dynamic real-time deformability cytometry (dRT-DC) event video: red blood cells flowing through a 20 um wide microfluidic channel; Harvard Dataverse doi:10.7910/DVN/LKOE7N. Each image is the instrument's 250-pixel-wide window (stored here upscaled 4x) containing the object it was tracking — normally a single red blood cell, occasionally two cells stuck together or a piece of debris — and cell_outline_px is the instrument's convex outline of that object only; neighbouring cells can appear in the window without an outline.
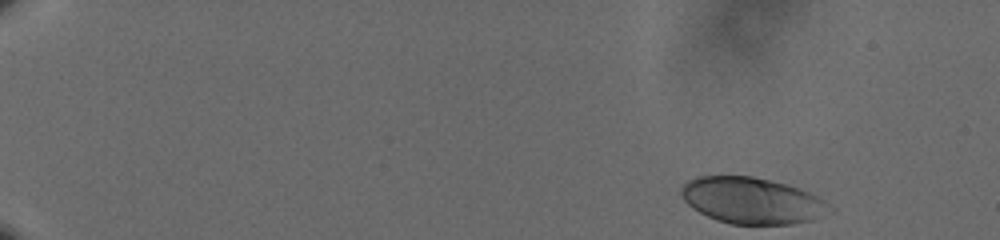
{"species": "human", "species_latin": "Homo sapiens", "temperature_condition": "cold", "stored_images_in_passage": 54, "camera_frame_rate_fps": 3000, "um_per_image_px": 0.085, "donor": {"sex": "male"}, "frame": {"image": 1, "passage_image": 1, "time_ms": 0.0, "image_size_px": [1000, 240], "cell_outline_px": [[836, 212], [812, 220], [792, 224], [732, 224], [716, 220], [692, 208], [684, 200], [680, 192], [680, 188], [688, 180], [696, 176], [752, 176], [800, 188], [824, 200], [836, 208]], "centroid_in_image_um": [63.97, 17.06], "position_along_channel_um": 21.0, "area_um2": 40.29}}
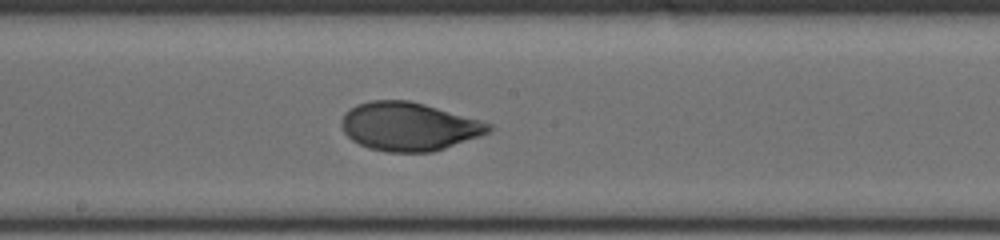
{"frame": {"image": 2, "passage_image": 30, "time_ms": 9.667, "image_size_px": [1000, 240], "cell_outline_px": [[492, 128], [488, 132], [480, 136], [432, 152], [388, 152], [368, 148], [352, 140], [344, 132], [340, 124], [340, 120], [344, 112], [356, 104], [372, 100], [408, 100], [424, 104], [480, 120], [492, 124]], "centroid_in_image_um": [34.71, 10.75], "position_along_channel_um": 213.5, "area_um2": 41.44}}
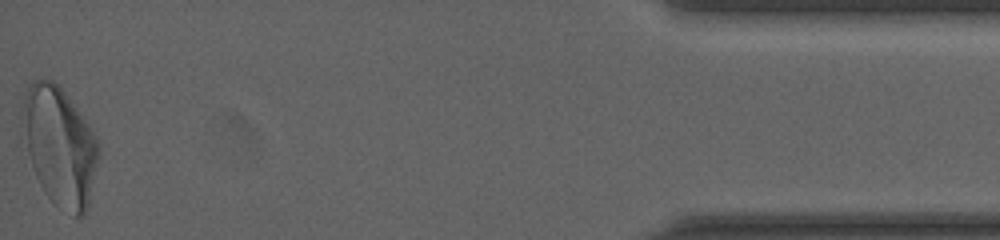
{"frame": {"image": 3, "passage_image": 54, "time_ms": 17.667, "image_size_px": [1000, 240], "cell_outline_px": [[100, 156], [88, 208], [84, 216], [72, 216], [52, 200], [44, 192], [36, 176], [28, 152], [20, 116], [20, 108], [24, 92], [28, 84], [32, 80], [52, 80], [64, 92], [88, 124], [96, 136], [100, 144]], "centroid_in_image_um": [5.08, 12.41], "position_along_channel_um": 430.1, "area_um2": 52.77}, "authors_computed_cell_mechanics": {"area_um2": 40.9224, "velocity_mm_per_s": 3.6075, "shape_relaxation_time_tau1_ms": 3.8627, "shape_relaxation_time_tau2_ms": null, "deformation_change_tau1": 0.1627, "deformation_change_tau2": null}}